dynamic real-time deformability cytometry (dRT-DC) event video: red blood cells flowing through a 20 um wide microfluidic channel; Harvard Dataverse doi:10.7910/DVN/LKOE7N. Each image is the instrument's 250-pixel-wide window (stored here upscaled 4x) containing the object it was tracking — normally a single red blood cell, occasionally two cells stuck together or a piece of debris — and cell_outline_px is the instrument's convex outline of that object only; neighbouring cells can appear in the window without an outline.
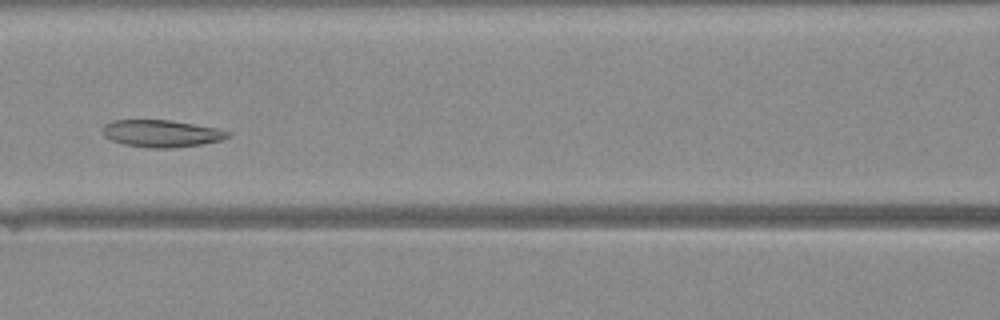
{"species": "Egyptian fruit bat (a non-hibernating species)", "species_latin": "Rousettus aegyptiacus", "temperature_condition": "warm", "stored_images_in_passage": 41, "camera_frame_rate_fps": 3000, "um_per_image_px": 0.085, "animal": {"sex": "female"}, "frame": {"image": 1, "passage_image": 18, "time_ms": 5.667, "image_size_px": [1000, 320], "cell_outline_px": [[232, 136], [220, 140], [200, 144], [172, 148], [148, 148], [124, 144], [112, 140], [104, 136], [104, 124], [112, 120], [168, 120], [216, 128], [232, 132]], "centroid_in_image_um": [13.73, 11.35], "position_along_channel_um": 152.9, "area_um2": 19.65}}
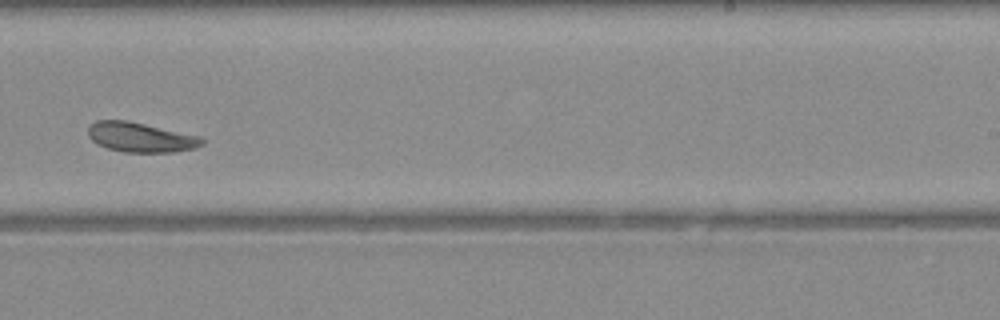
{"frame": {"image": 2, "passage_image": 26, "time_ms": 8.333, "image_size_px": [1000, 320], "cell_outline_px": [[204, 144], [196, 148], [172, 152], [124, 152], [108, 148], [92, 140], [88, 136], [88, 128], [96, 120], [128, 120], [200, 136], [204, 140]], "centroid_in_image_um": [11.97, 11.66], "position_along_channel_um": 277.0, "area_um2": 19.65}}
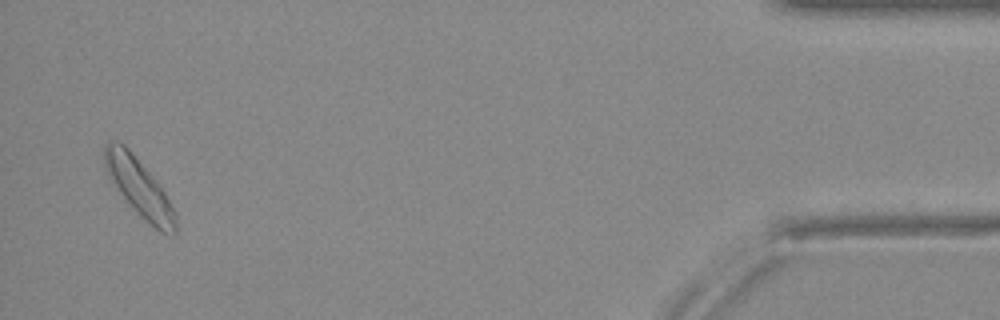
{"frame": {"image": 3, "passage_image": 40, "time_ms": 13.0, "image_size_px": [1000, 320], "cell_outline_px": [[176, 236], [160, 232], [140, 216], [120, 192], [108, 176], [104, 168], [104, 144], [108, 140], [116, 140], [124, 144], [128, 148], [156, 180], [164, 192], [176, 212]], "centroid_in_image_um": [11.83, 15.92], "position_along_channel_um": 423.4, "area_um2": 23.76}}